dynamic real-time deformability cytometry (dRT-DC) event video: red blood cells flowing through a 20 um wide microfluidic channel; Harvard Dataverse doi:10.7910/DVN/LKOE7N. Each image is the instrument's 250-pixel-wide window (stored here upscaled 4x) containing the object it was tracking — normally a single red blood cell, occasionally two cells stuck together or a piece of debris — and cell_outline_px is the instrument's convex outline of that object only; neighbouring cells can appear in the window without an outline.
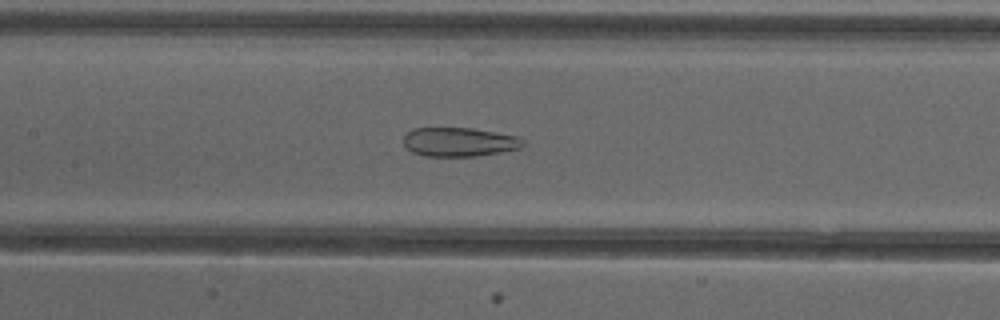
{"species": "common noctule bat (a hibernating species)", "species_latin": "Nyctalus noctula", "temperature_condition": "cold", "stored_images_in_passage": 50, "camera_frame_rate_fps": 3000, "um_per_image_px": 0.085, "animal": {"sex": "female"}, "frame": {"image": 1, "passage_image": 23, "time_ms": 7.333, "image_size_px": [1000, 320], "cell_outline_px": [[524, 144], [520, 148], [500, 152], [476, 156], [424, 156], [412, 152], [404, 144], [404, 136], [412, 128], [472, 128], [520, 136], [524, 140]], "centroid_in_image_um": [39.05, 12.06], "position_along_channel_um": 168.3, "area_um2": 20.23}}
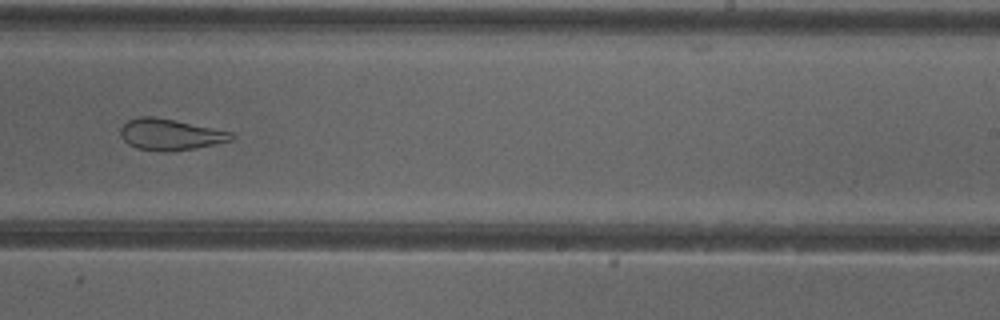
{"frame": {"image": 2, "passage_image": 31, "time_ms": 10.0, "image_size_px": [1000, 320], "cell_outline_px": [[236, 136], [232, 140], [216, 144], [196, 148], [168, 152], [160, 152], [136, 148], [128, 144], [120, 136], [120, 128], [128, 120], [140, 116], [152, 116], [232, 132]], "centroid_in_image_um": [14.45, 11.45], "position_along_channel_um": 274.6, "area_um2": 20.17}}
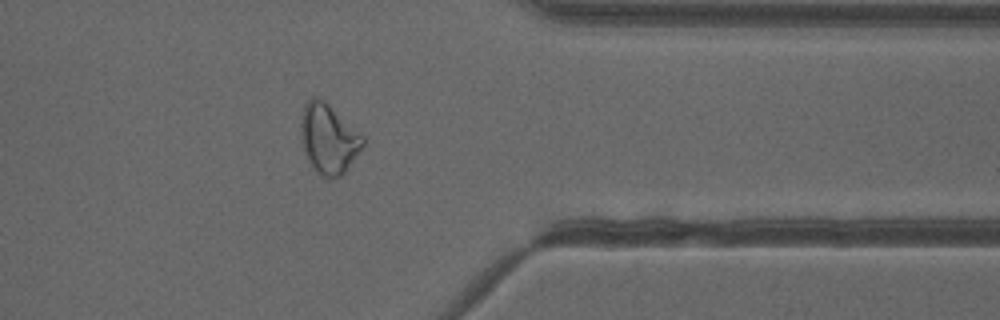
{"frame": {"image": 3, "passage_image": 40, "time_ms": 13.0, "image_size_px": [1000, 320], "cell_outline_px": [[364, 148], [348, 168], [340, 176], [328, 180], [320, 176], [312, 168], [308, 160], [300, 140], [300, 124], [304, 104], [312, 96], [320, 96], [360, 132], [364, 136]], "centroid_in_image_um": [27.92, 11.8], "position_along_channel_um": 383.5, "area_um2": 25.84}, "authors_computed_cell_mechanics": {"area_um2": 26.9926, "velocity_mm_per_s": 4.0061, "shape_relaxation_time_tau1_ms": null, "shape_relaxation_time_tau2_ms": 2.3246, "deformation_change_tau1": null, "deformation_change_tau2": 0.1164}}